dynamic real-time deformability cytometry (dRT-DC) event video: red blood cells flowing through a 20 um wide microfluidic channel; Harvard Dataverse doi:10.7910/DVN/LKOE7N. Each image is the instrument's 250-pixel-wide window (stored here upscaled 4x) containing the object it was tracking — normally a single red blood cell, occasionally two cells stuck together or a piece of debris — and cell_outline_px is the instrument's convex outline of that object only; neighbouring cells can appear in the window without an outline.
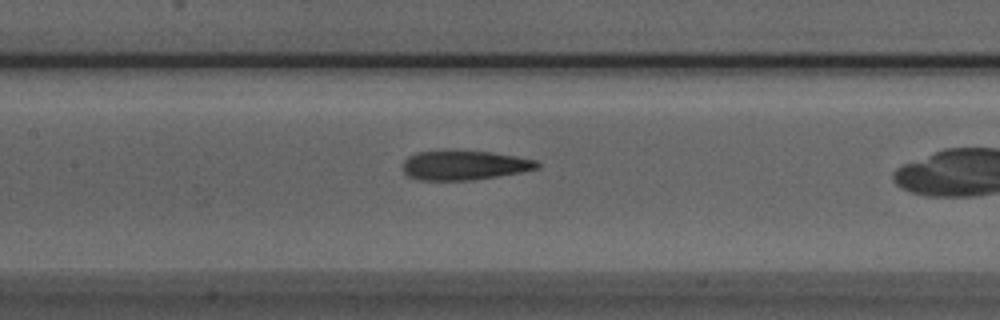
{"species": "Egyptian fruit bat (a non-hibernating species)", "species_latin": "Rousettus aegyptiacus", "temperature_condition": "room temperature", "stored_images_in_passage": 11, "camera_frame_rate_fps": 3000, "um_per_image_px": 0.085, "animal": {"sex": "male"}, "frame": {"image": 1, "passage_image": 10, "time_ms": 3.0, "image_size_px": [1000, 320], "cell_outline_px": [[540, 168], [520, 172], [472, 180], [416, 180], [408, 176], [400, 168], [404, 160], [408, 156], [416, 152], [444, 148], [448, 148], [492, 152], [516, 156], [536, 160], [540, 164]], "centroid_in_image_um": [39.38, 14.0], "position_along_channel_um": 168.0, "area_um2": 23.93}}